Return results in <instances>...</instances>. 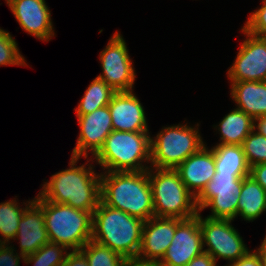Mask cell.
<instances>
[{"label": "cell", "instance_id": "obj_1", "mask_svg": "<svg viewBox=\"0 0 266 266\" xmlns=\"http://www.w3.org/2000/svg\"><path fill=\"white\" fill-rule=\"evenodd\" d=\"M79 159L71 156L69 168L53 174L37 195L93 214L101 201V174L95 172L92 164L87 165L92 158H87L85 165L76 166Z\"/></svg>", "mask_w": 266, "mask_h": 266}, {"label": "cell", "instance_id": "obj_2", "mask_svg": "<svg viewBox=\"0 0 266 266\" xmlns=\"http://www.w3.org/2000/svg\"><path fill=\"white\" fill-rule=\"evenodd\" d=\"M101 202L147 221L154 216L149 169L101 172Z\"/></svg>", "mask_w": 266, "mask_h": 266}, {"label": "cell", "instance_id": "obj_3", "mask_svg": "<svg viewBox=\"0 0 266 266\" xmlns=\"http://www.w3.org/2000/svg\"><path fill=\"white\" fill-rule=\"evenodd\" d=\"M143 224L140 218L100 201L93 212L92 240L133 260L140 249Z\"/></svg>", "mask_w": 266, "mask_h": 266}, {"label": "cell", "instance_id": "obj_4", "mask_svg": "<svg viewBox=\"0 0 266 266\" xmlns=\"http://www.w3.org/2000/svg\"><path fill=\"white\" fill-rule=\"evenodd\" d=\"M149 131L113 130L103 147L93 157L104 172L148 170L151 166V136ZM144 163V164H142Z\"/></svg>", "mask_w": 266, "mask_h": 266}, {"label": "cell", "instance_id": "obj_5", "mask_svg": "<svg viewBox=\"0 0 266 266\" xmlns=\"http://www.w3.org/2000/svg\"><path fill=\"white\" fill-rule=\"evenodd\" d=\"M34 200L43 208L45 228L49 240L65 246L69 251H79L92 239L91 212L76 209L66 204L41 199Z\"/></svg>", "mask_w": 266, "mask_h": 266}, {"label": "cell", "instance_id": "obj_6", "mask_svg": "<svg viewBox=\"0 0 266 266\" xmlns=\"http://www.w3.org/2000/svg\"><path fill=\"white\" fill-rule=\"evenodd\" d=\"M149 181L155 217L188 219L198 214L196 197L186 188L175 169L151 167Z\"/></svg>", "mask_w": 266, "mask_h": 266}, {"label": "cell", "instance_id": "obj_7", "mask_svg": "<svg viewBox=\"0 0 266 266\" xmlns=\"http://www.w3.org/2000/svg\"><path fill=\"white\" fill-rule=\"evenodd\" d=\"M195 126L178 124L164 127L151 137V163L153 168L176 169L189 156L198 152L205 144Z\"/></svg>", "mask_w": 266, "mask_h": 266}, {"label": "cell", "instance_id": "obj_8", "mask_svg": "<svg viewBox=\"0 0 266 266\" xmlns=\"http://www.w3.org/2000/svg\"><path fill=\"white\" fill-rule=\"evenodd\" d=\"M249 174L215 173L202 192L196 197L198 211L211 209L212 219H230L237 217V205L242 189L243 178Z\"/></svg>", "mask_w": 266, "mask_h": 266}, {"label": "cell", "instance_id": "obj_9", "mask_svg": "<svg viewBox=\"0 0 266 266\" xmlns=\"http://www.w3.org/2000/svg\"><path fill=\"white\" fill-rule=\"evenodd\" d=\"M230 219L202 218L199 211V225L202 231L203 251L218 259L237 261L248 251L240 233L233 227ZM205 245L208 247L205 249Z\"/></svg>", "mask_w": 266, "mask_h": 266}, {"label": "cell", "instance_id": "obj_10", "mask_svg": "<svg viewBox=\"0 0 266 266\" xmlns=\"http://www.w3.org/2000/svg\"><path fill=\"white\" fill-rule=\"evenodd\" d=\"M99 58L102 74L98 75V78L116 92L133 90L136 73L122 34L116 31L111 36Z\"/></svg>", "mask_w": 266, "mask_h": 266}, {"label": "cell", "instance_id": "obj_11", "mask_svg": "<svg viewBox=\"0 0 266 266\" xmlns=\"http://www.w3.org/2000/svg\"><path fill=\"white\" fill-rule=\"evenodd\" d=\"M241 31L247 38L240 45L227 77L230 82L266 81V37L254 36L243 28Z\"/></svg>", "mask_w": 266, "mask_h": 266}, {"label": "cell", "instance_id": "obj_12", "mask_svg": "<svg viewBox=\"0 0 266 266\" xmlns=\"http://www.w3.org/2000/svg\"><path fill=\"white\" fill-rule=\"evenodd\" d=\"M203 252L199 212L188 219L177 218V227L171 244L159 262L162 266H186Z\"/></svg>", "mask_w": 266, "mask_h": 266}, {"label": "cell", "instance_id": "obj_13", "mask_svg": "<svg viewBox=\"0 0 266 266\" xmlns=\"http://www.w3.org/2000/svg\"><path fill=\"white\" fill-rule=\"evenodd\" d=\"M80 133L72 151L74 157H88V151L94 157L103 147L106 137L113 131L112 118L107 106L96 109L86 115H76Z\"/></svg>", "mask_w": 266, "mask_h": 266}, {"label": "cell", "instance_id": "obj_14", "mask_svg": "<svg viewBox=\"0 0 266 266\" xmlns=\"http://www.w3.org/2000/svg\"><path fill=\"white\" fill-rule=\"evenodd\" d=\"M20 27L39 40L48 42L54 36L51 11L45 0H5Z\"/></svg>", "mask_w": 266, "mask_h": 266}, {"label": "cell", "instance_id": "obj_15", "mask_svg": "<svg viewBox=\"0 0 266 266\" xmlns=\"http://www.w3.org/2000/svg\"><path fill=\"white\" fill-rule=\"evenodd\" d=\"M177 227V218L151 217L144 221L137 260L160 262L171 244Z\"/></svg>", "mask_w": 266, "mask_h": 266}, {"label": "cell", "instance_id": "obj_16", "mask_svg": "<svg viewBox=\"0 0 266 266\" xmlns=\"http://www.w3.org/2000/svg\"><path fill=\"white\" fill-rule=\"evenodd\" d=\"M108 108L116 131H149L144 107L132 91L115 92Z\"/></svg>", "mask_w": 266, "mask_h": 266}, {"label": "cell", "instance_id": "obj_17", "mask_svg": "<svg viewBox=\"0 0 266 266\" xmlns=\"http://www.w3.org/2000/svg\"><path fill=\"white\" fill-rule=\"evenodd\" d=\"M186 188L197 197L215 173V158L212 148L204 145L198 152L189 156L176 169Z\"/></svg>", "mask_w": 266, "mask_h": 266}, {"label": "cell", "instance_id": "obj_18", "mask_svg": "<svg viewBox=\"0 0 266 266\" xmlns=\"http://www.w3.org/2000/svg\"><path fill=\"white\" fill-rule=\"evenodd\" d=\"M13 240L20 241L19 253L24 257L35 253L50 242L45 228L43 208L35 200L24 210Z\"/></svg>", "mask_w": 266, "mask_h": 266}, {"label": "cell", "instance_id": "obj_19", "mask_svg": "<svg viewBox=\"0 0 266 266\" xmlns=\"http://www.w3.org/2000/svg\"><path fill=\"white\" fill-rule=\"evenodd\" d=\"M236 107L253 119L266 115V81L230 82Z\"/></svg>", "mask_w": 266, "mask_h": 266}, {"label": "cell", "instance_id": "obj_20", "mask_svg": "<svg viewBox=\"0 0 266 266\" xmlns=\"http://www.w3.org/2000/svg\"><path fill=\"white\" fill-rule=\"evenodd\" d=\"M237 205V216L253 222L266 211V191L251 176L243 178Z\"/></svg>", "mask_w": 266, "mask_h": 266}, {"label": "cell", "instance_id": "obj_21", "mask_svg": "<svg viewBox=\"0 0 266 266\" xmlns=\"http://www.w3.org/2000/svg\"><path fill=\"white\" fill-rule=\"evenodd\" d=\"M218 126V127H217ZM254 119L234 108L216 125L218 128L220 142L218 144L242 145L245 138L253 131Z\"/></svg>", "mask_w": 266, "mask_h": 266}, {"label": "cell", "instance_id": "obj_22", "mask_svg": "<svg viewBox=\"0 0 266 266\" xmlns=\"http://www.w3.org/2000/svg\"><path fill=\"white\" fill-rule=\"evenodd\" d=\"M216 172L219 174H249L250 166L242 145L217 144L212 147Z\"/></svg>", "mask_w": 266, "mask_h": 266}, {"label": "cell", "instance_id": "obj_23", "mask_svg": "<svg viewBox=\"0 0 266 266\" xmlns=\"http://www.w3.org/2000/svg\"><path fill=\"white\" fill-rule=\"evenodd\" d=\"M115 92L105 81L96 77L87 87L77 108H74L76 115H86L107 106Z\"/></svg>", "mask_w": 266, "mask_h": 266}, {"label": "cell", "instance_id": "obj_24", "mask_svg": "<svg viewBox=\"0 0 266 266\" xmlns=\"http://www.w3.org/2000/svg\"><path fill=\"white\" fill-rule=\"evenodd\" d=\"M34 201L30 200L21 208L16 198L0 203V243H8L13 240L18 231L19 221L24 210Z\"/></svg>", "mask_w": 266, "mask_h": 266}, {"label": "cell", "instance_id": "obj_25", "mask_svg": "<svg viewBox=\"0 0 266 266\" xmlns=\"http://www.w3.org/2000/svg\"><path fill=\"white\" fill-rule=\"evenodd\" d=\"M80 251L87 258L89 266H126L128 261L121 254L92 239Z\"/></svg>", "mask_w": 266, "mask_h": 266}, {"label": "cell", "instance_id": "obj_26", "mask_svg": "<svg viewBox=\"0 0 266 266\" xmlns=\"http://www.w3.org/2000/svg\"><path fill=\"white\" fill-rule=\"evenodd\" d=\"M68 249L58 243L48 242L35 253L24 258L25 264L33 266H61L66 259Z\"/></svg>", "mask_w": 266, "mask_h": 266}, {"label": "cell", "instance_id": "obj_27", "mask_svg": "<svg viewBox=\"0 0 266 266\" xmlns=\"http://www.w3.org/2000/svg\"><path fill=\"white\" fill-rule=\"evenodd\" d=\"M27 61L21 55L18 44L12 35L0 28V66H27Z\"/></svg>", "mask_w": 266, "mask_h": 266}, {"label": "cell", "instance_id": "obj_28", "mask_svg": "<svg viewBox=\"0 0 266 266\" xmlns=\"http://www.w3.org/2000/svg\"><path fill=\"white\" fill-rule=\"evenodd\" d=\"M244 154L249 166L266 163V137L252 131L243 141Z\"/></svg>", "mask_w": 266, "mask_h": 266}, {"label": "cell", "instance_id": "obj_29", "mask_svg": "<svg viewBox=\"0 0 266 266\" xmlns=\"http://www.w3.org/2000/svg\"><path fill=\"white\" fill-rule=\"evenodd\" d=\"M262 3L261 8L251 12L242 27L248 33L258 37H266V0H262Z\"/></svg>", "mask_w": 266, "mask_h": 266}, {"label": "cell", "instance_id": "obj_30", "mask_svg": "<svg viewBox=\"0 0 266 266\" xmlns=\"http://www.w3.org/2000/svg\"><path fill=\"white\" fill-rule=\"evenodd\" d=\"M9 245L10 243H0V266H20V259L24 260L25 257Z\"/></svg>", "mask_w": 266, "mask_h": 266}, {"label": "cell", "instance_id": "obj_31", "mask_svg": "<svg viewBox=\"0 0 266 266\" xmlns=\"http://www.w3.org/2000/svg\"><path fill=\"white\" fill-rule=\"evenodd\" d=\"M225 266H263L260 254L257 250H250L237 261L227 264Z\"/></svg>", "mask_w": 266, "mask_h": 266}, {"label": "cell", "instance_id": "obj_32", "mask_svg": "<svg viewBox=\"0 0 266 266\" xmlns=\"http://www.w3.org/2000/svg\"><path fill=\"white\" fill-rule=\"evenodd\" d=\"M61 266H89L85 255L79 251L68 252L65 262Z\"/></svg>", "mask_w": 266, "mask_h": 266}, {"label": "cell", "instance_id": "obj_33", "mask_svg": "<svg viewBox=\"0 0 266 266\" xmlns=\"http://www.w3.org/2000/svg\"><path fill=\"white\" fill-rule=\"evenodd\" d=\"M249 176L259 183L266 191V163L251 166Z\"/></svg>", "mask_w": 266, "mask_h": 266}, {"label": "cell", "instance_id": "obj_34", "mask_svg": "<svg viewBox=\"0 0 266 266\" xmlns=\"http://www.w3.org/2000/svg\"><path fill=\"white\" fill-rule=\"evenodd\" d=\"M186 266H217V264L210 254L203 251L200 255L193 258Z\"/></svg>", "mask_w": 266, "mask_h": 266}, {"label": "cell", "instance_id": "obj_35", "mask_svg": "<svg viewBox=\"0 0 266 266\" xmlns=\"http://www.w3.org/2000/svg\"><path fill=\"white\" fill-rule=\"evenodd\" d=\"M253 130L266 137V115L254 118Z\"/></svg>", "mask_w": 266, "mask_h": 266}, {"label": "cell", "instance_id": "obj_36", "mask_svg": "<svg viewBox=\"0 0 266 266\" xmlns=\"http://www.w3.org/2000/svg\"><path fill=\"white\" fill-rule=\"evenodd\" d=\"M126 266H162L159 262H144L137 259L128 260Z\"/></svg>", "mask_w": 266, "mask_h": 266}, {"label": "cell", "instance_id": "obj_37", "mask_svg": "<svg viewBox=\"0 0 266 266\" xmlns=\"http://www.w3.org/2000/svg\"><path fill=\"white\" fill-rule=\"evenodd\" d=\"M256 250L258 251V253L261 256L263 266H266V236H265L263 242L261 243V245L259 246V248H257Z\"/></svg>", "mask_w": 266, "mask_h": 266}]
</instances>
